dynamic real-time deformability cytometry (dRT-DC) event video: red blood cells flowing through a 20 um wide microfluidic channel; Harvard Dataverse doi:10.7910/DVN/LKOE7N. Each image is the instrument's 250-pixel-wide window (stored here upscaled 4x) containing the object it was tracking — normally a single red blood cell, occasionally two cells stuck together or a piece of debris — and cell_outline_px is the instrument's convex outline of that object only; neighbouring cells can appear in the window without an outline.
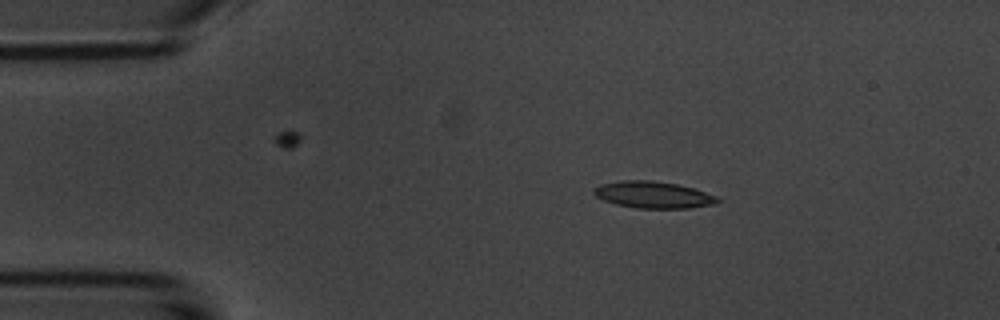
{"species": "common noctule bat (a hibernating species)", "species_latin": "Nyctalus noctula", "temperature_condition": "room temperature", "stored_images_in_passage": 3, "camera_frame_rate_fps": 3000, "um_per_image_px": 0.085, "animal": {"sex": "male", "body_mass_g": 20.1, "forearm_length_mm": 53.5}, "frame": {"image": 1, "passage_image": 2, "time_ms": 1.0, "image_size_px": [1000, 320], "cell_outline_px": [[720, 200], [716, 204], [688, 208], [636, 208], [616, 204], [604, 200], [596, 196], [592, 192], [592, 188], [600, 184], [620, 180], [652, 180], [676, 184], [692, 188], [716, 196]], "centroid_in_image_um": [55.48, 16.55], "position_along_channel_um": 29.5, "area_um2": 19.25}}